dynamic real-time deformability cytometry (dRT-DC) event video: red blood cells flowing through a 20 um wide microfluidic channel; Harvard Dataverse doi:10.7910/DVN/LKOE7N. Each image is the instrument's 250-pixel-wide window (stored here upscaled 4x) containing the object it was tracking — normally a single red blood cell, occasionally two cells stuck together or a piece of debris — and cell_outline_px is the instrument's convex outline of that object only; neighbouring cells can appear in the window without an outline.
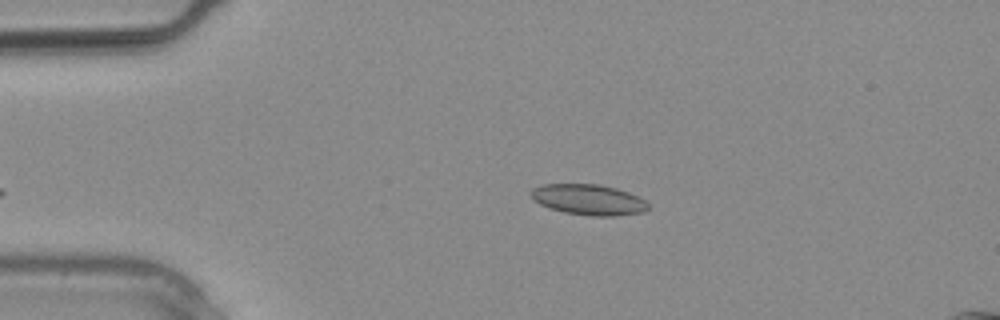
{"species": "common noctule bat (a hibernating species)", "species_latin": "Nyctalus noctula", "temperature_condition": "warm", "stored_images_in_passage": 9, "camera_frame_rate_fps": 3000, "um_per_image_px": 0.085, "animal": {"sex": "male", "body_mass_g": 20.4}, "frame": {"image": 1, "passage_image": 1, "time_ms": 0.0, "image_size_px": [1000, 320], "cell_outline_px": [[648, 208], [644, 212], [616, 216], [592, 216], [564, 212], [548, 208], [532, 200], [528, 192], [532, 188], [544, 184], [600, 184], [616, 188], [628, 192], [644, 200], [648, 204]], "centroid_in_image_um": [49.98, 16.97], "position_along_channel_um": 35.0, "area_um2": 21.1}}
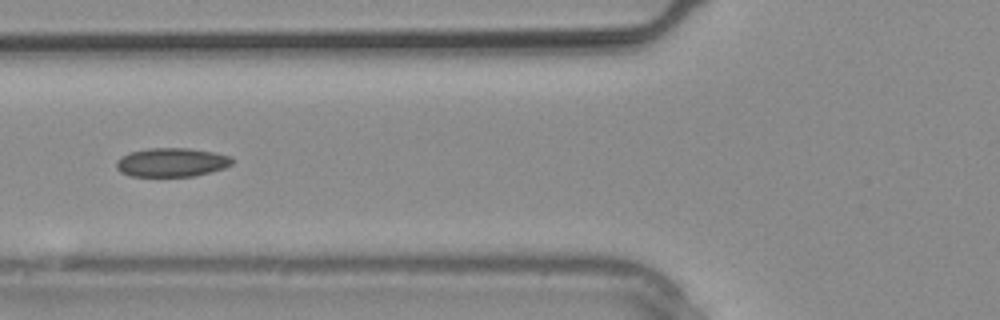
{"frame": {"image": 2, "passage_image": 6, "time_ms": 1.667, "image_size_px": [1000, 320], "cell_outline_px": [[232, 164], [224, 168], [196, 176], [132, 176], [120, 172], [116, 168], [116, 160], [120, 156], [128, 152], [148, 148], [188, 148], [212, 152], [232, 156]], "centroid_in_image_um": [14.56, 13.79], "position_along_channel_um": 111.2, "area_um2": 19.59}}